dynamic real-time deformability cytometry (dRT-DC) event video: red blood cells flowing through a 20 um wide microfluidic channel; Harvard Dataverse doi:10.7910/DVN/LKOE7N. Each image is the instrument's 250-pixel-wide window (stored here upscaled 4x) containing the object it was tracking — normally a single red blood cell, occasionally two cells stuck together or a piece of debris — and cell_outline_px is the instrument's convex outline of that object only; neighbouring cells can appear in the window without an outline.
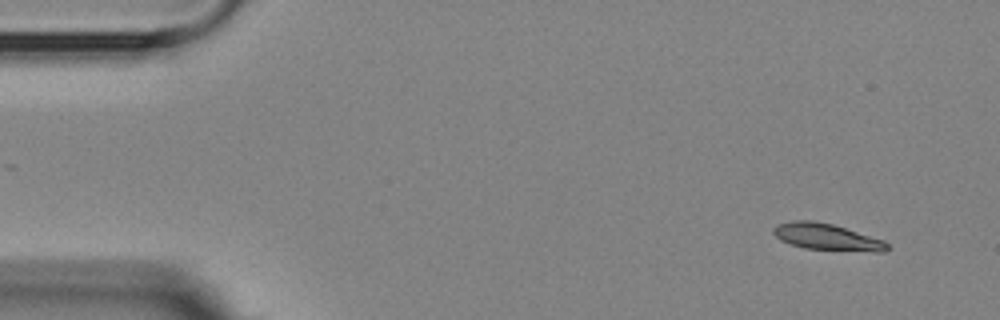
{"species": "Egyptian fruit bat (a non-hibernating species)", "species_latin": "Rousettus aegyptiacus", "temperature_condition": "room temperature", "stored_images_in_passage": 4, "camera_frame_rate_fps": 3000, "um_per_image_px": 0.085, "animal": {"sex": "female"}, "frame": {"image": 1, "passage_image": 1, "time_ms": 0.0, "image_size_px": [1000, 320], "cell_outline_px": [[888, 248], [884, 252], [876, 252], [804, 248], [780, 240], [772, 232], [772, 228], [776, 224], [792, 220], [812, 220], [832, 224], [884, 240], [888, 244]], "centroid_in_image_um": [70.25, 20.13], "position_along_channel_um": 14.7, "area_um2": 17.57}}
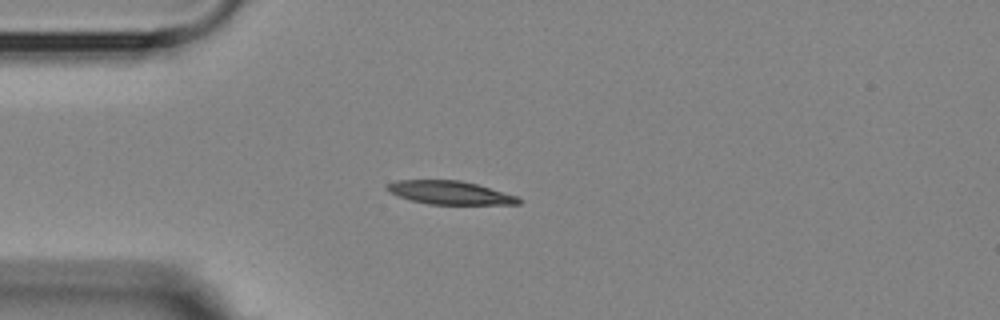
{"frame": {"image": 2, "passage_image": 4, "time_ms": 3.333, "image_size_px": [1000, 320], "cell_outline_px": [[524, 200], [520, 204], [428, 204], [412, 200], [388, 192], [384, 188], [388, 184], [396, 180], [460, 180], [476, 184], [516, 196]], "centroid_in_image_um": [38.22, 16.37], "position_along_channel_um": 46.8, "area_um2": 17.74}}